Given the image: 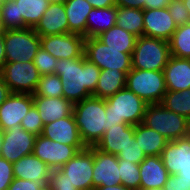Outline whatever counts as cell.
<instances>
[{
	"label": "cell",
	"mask_w": 190,
	"mask_h": 190,
	"mask_svg": "<svg viewBox=\"0 0 190 190\" xmlns=\"http://www.w3.org/2000/svg\"><path fill=\"white\" fill-rule=\"evenodd\" d=\"M20 126L36 135L39 136L42 134L44 123L39 115V112L37 111L36 107L33 105L28 113L24 116L23 120L20 123Z\"/></svg>",
	"instance_id": "74e56055"
},
{
	"label": "cell",
	"mask_w": 190,
	"mask_h": 190,
	"mask_svg": "<svg viewBox=\"0 0 190 190\" xmlns=\"http://www.w3.org/2000/svg\"><path fill=\"white\" fill-rule=\"evenodd\" d=\"M126 73L119 70H101L93 96L107 99L126 87Z\"/></svg>",
	"instance_id": "83f0119b"
},
{
	"label": "cell",
	"mask_w": 190,
	"mask_h": 190,
	"mask_svg": "<svg viewBox=\"0 0 190 190\" xmlns=\"http://www.w3.org/2000/svg\"><path fill=\"white\" fill-rule=\"evenodd\" d=\"M169 175H180L190 184V135L169 141L161 153Z\"/></svg>",
	"instance_id": "8fae6325"
},
{
	"label": "cell",
	"mask_w": 190,
	"mask_h": 190,
	"mask_svg": "<svg viewBox=\"0 0 190 190\" xmlns=\"http://www.w3.org/2000/svg\"><path fill=\"white\" fill-rule=\"evenodd\" d=\"M3 31V28H2V25H1V22H0V32Z\"/></svg>",
	"instance_id": "9f6ffc18"
},
{
	"label": "cell",
	"mask_w": 190,
	"mask_h": 190,
	"mask_svg": "<svg viewBox=\"0 0 190 190\" xmlns=\"http://www.w3.org/2000/svg\"><path fill=\"white\" fill-rule=\"evenodd\" d=\"M33 29L40 37L69 33L64 5L57 3L50 4Z\"/></svg>",
	"instance_id": "44dd1931"
},
{
	"label": "cell",
	"mask_w": 190,
	"mask_h": 190,
	"mask_svg": "<svg viewBox=\"0 0 190 190\" xmlns=\"http://www.w3.org/2000/svg\"><path fill=\"white\" fill-rule=\"evenodd\" d=\"M33 106V94L11 93L0 106V129L2 131L20 125Z\"/></svg>",
	"instance_id": "2e32d148"
},
{
	"label": "cell",
	"mask_w": 190,
	"mask_h": 190,
	"mask_svg": "<svg viewBox=\"0 0 190 190\" xmlns=\"http://www.w3.org/2000/svg\"><path fill=\"white\" fill-rule=\"evenodd\" d=\"M2 140H3V131L0 129V147L2 144Z\"/></svg>",
	"instance_id": "db71d44e"
},
{
	"label": "cell",
	"mask_w": 190,
	"mask_h": 190,
	"mask_svg": "<svg viewBox=\"0 0 190 190\" xmlns=\"http://www.w3.org/2000/svg\"><path fill=\"white\" fill-rule=\"evenodd\" d=\"M167 8L177 26L190 23V13L182 0H171Z\"/></svg>",
	"instance_id": "ab89813d"
},
{
	"label": "cell",
	"mask_w": 190,
	"mask_h": 190,
	"mask_svg": "<svg viewBox=\"0 0 190 190\" xmlns=\"http://www.w3.org/2000/svg\"><path fill=\"white\" fill-rule=\"evenodd\" d=\"M36 137L20 125L3 131L0 157L15 163L20 158L32 154Z\"/></svg>",
	"instance_id": "4fadbf2b"
},
{
	"label": "cell",
	"mask_w": 190,
	"mask_h": 190,
	"mask_svg": "<svg viewBox=\"0 0 190 190\" xmlns=\"http://www.w3.org/2000/svg\"><path fill=\"white\" fill-rule=\"evenodd\" d=\"M144 36L170 41L177 29L168 8L143 10Z\"/></svg>",
	"instance_id": "e0dca14e"
},
{
	"label": "cell",
	"mask_w": 190,
	"mask_h": 190,
	"mask_svg": "<svg viewBox=\"0 0 190 190\" xmlns=\"http://www.w3.org/2000/svg\"><path fill=\"white\" fill-rule=\"evenodd\" d=\"M42 190H51V189L48 186H46Z\"/></svg>",
	"instance_id": "11a10c76"
},
{
	"label": "cell",
	"mask_w": 190,
	"mask_h": 190,
	"mask_svg": "<svg viewBox=\"0 0 190 190\" xmlns=\"http://www.w3.org/2000/svg\"><path fill=\"white\" fill-rule=\"evenodd\" d=\"M171 0H144V10L166 8Z\"/></svg>",
	"instance_id": "bcb514c9"
},
{
	"label": "cell",
	"mask_w": 190,
	"mask_h": 190,
	"mask_svg": "<svg viewBox=\"0 0 190 190\" xmlns=\"http://www.w3.org/2000/svg\"><path fill=\"white\" fill-rule=\"evenodd\" d=\"M134 137V126L127 123L110 126L102 138L95 145L96 148L103 152L113 155L119 154Z\"/></svg>",
	"instance_id": "cb8c5ba5"
},
{
	"label": "cell",
	"mask_w": 190,
	"mask_h": 190,
	"mask_svg": "<svg viewBox=\"0 0 190 190\" xmlns=\"http://www.w3.org/2000/svg\"><path fill=\"white\" fill-rule=\"evenodd\" d=\"M73 115L82 142L86 147L95 146L108 131L106 100L94 96L74 104Z\"/></svg>",
	"instance_id": "7a4b0ae2"
},
{
	"label": "cell",
	"mask_w": 190,
	"mask_h": 190,
	"mask_svg": "<svg viewBox=\"0 0 190 190\" xmlns=\"http://www.w3.org/2000/svg\"><path fill=\"white\" fill-rule=\"evenodd\" d=\"M41 135L55 142L74 146L78 151L86 148L81 140L74 115L45 124Z\"/></svg>",
	"instance_id": "ac0fdd59"
},
{
	"label": "cell",
	"mask_w": 190,
	"mask_h": 190,
	"mask_svg": "<svg viewBox=\"0 0 190 190\" xmlns=\"http://www.w3.org/2000/svg\"><path fill=\"white\" fill-rule=\"evenodd\" d=\"M93 8H106L115 6V0H87Z\"/></svg>",
	"instance_id": "c3c4849f"
},
{
	"label": "cell",
	"mask_w": 190,
	"mask_h": 190,
	"mask_svg": "<svg viewBox=\"0 0 190 190\" xmlns=\"http://www.w3.org/2000/svg\"><path fill=\"white\" fill-rule=\"evenodd\" d=\"M161 103L170 111L190 120V88L182 91H167Z\"/></svg>",
	"instance_id": "1f68e13d"
},
{
	"label": "cell",
	"mask_w": 190,
	"mask_h": 190,
	"mask_svg": "<svg viewBox=\"0 0 190 190\" xmlns=\"http://www.w3.org/2000/svg\"><path fill=\"white\" fill-rule=\"evenodd\" d=\"M64 7L69 33H76L86 38V20L93 6L87 0H67Z\"/></svg>",
	"instance_id": "4316f807"
},
{
	"label": "cell",
	"mask_w": 190,
	"mask_h": 190,
	"mask_svg": "<svg viewBox=\"0 0 190 190\" xmlns=\"http://www.w3.org/2000/svg\"><path fill=\"white\" fill-rule=\"evenodd\" d=\"M115 6L144 10V0H115Z\"/></svg>",
	"instance_id": "f6af8a7d"
},
{
	"label": "cell",
	"mask_w": 190,
	"mask_h": 190,
	"mask_svg": "<svg viewBox=\"0 0 190 190\" xmlns=\"http://www.w3.org/2000/svg\"><path fill=\"white\" fill-rule=\"evenodd\" d=\"M48 187L51 190H79L66 179V174L60 169L52 170Z\"/></svg>",
	"instance_id": "60d3db41"
},
{
	"label": "cell",
	"mask_w": 190,
	"mask_h": 190,
	"mask_svg": "<svg viewBox=\"0 0 190 190\" xmlns=\"http://www.w3.org/2000/svg\"><path fill=\"white\" fill-rule=\"evenodd\" d=\"M169 45L172 56L190 59V23L177 27L169 41Z\"/></svg>",
	"instance_id": "d6a6232c"
},
{
	"label": "cell",
	"mask_w": 190,
	"mask_h": 190,
	"mask_svg": "<svg viewBox=\"0 0 190 190\" xmlns=\"http://www.w3.org/2000/svg\"><path fill=\"white\" fill-rule=\"evenodd\" d=\"M168 41L139 36L132 52V69L163 71L170 58Z\"/></svg>",
	"instance_id": "5b68a950"
},
{
	"label": "cell",
	"mask_w": 190,
	"mask_h": 190,
	"mask_svg": "<svg viewBox=\"0 0 190 190\" xmlns=\"http://www.w3.org/2000/svg\"><path fill=\"white\" fill-rule=\"evenodd\" d=\"M94 152L86 147L65 163L60 170L79 190H93Z\"/></svg>",
	"instance_id": "30bf717a"
},
{
	"label": "cell",
	"mask_w": 190,
	"mask_h": 190,
	"mask_svg": "<svg viewBox=\"0 0 190 190\" xmlns=\"http://www.w3.org/2000/svg\"><path fill=\"white\" fill-rule=\"evenodd\" d=\"M134 137L146 156H160L169 142L167 138L142 123L134 126Z\"/></svg>",
	"instance_id": "484cf974"
},
{
	"label": "cell",
	"mask_w": 190,
	"mask_h": 190,
	"mask_svg": "<svg viewBox=\"0 0 190 190\" xmlns=\"http://www.w3.org/2000/svg\"><path fill=\"white\" fill-rule=\"evenodd\" d=\"M33 96L63 97V85L59 75H42Z\"/></svg>",
	"instance_id": "e575fe53"
},
{
	"label": "cell",
	"mask_w": 190,
	"mask_h": 190,
	"mask_svg": "<svg viewBox=\"0 0 190 190\" xmlns=\"http://www.w3.org/2000/svg\"><path fill=\"white\" fill-rule=\"evenodd\" d=\"M78 153L74 146L55 142L42 135L35 139L33 154L52 170L60 169Z\"/></svg>",
	"instance_id": "5bb4252c"
},
{
	"label": "cell",
	"mask_w": 190,
	"mask_h": 190,
	"mask_svg": "<svg viewBox=\"0 0 190 190\" xmlns=\"http://www.w3.org/2000/svg\"><path fill=\"white\" fill-rule=\"evenodd\" d=\"M149 190H164L163 188H160V189H149Z\"/></svg>",
	"instance_id": "6f0895ef"
},
{
	"label": "cell",
	"mask_w": 190,
	"mask_h": 190,
	"mask_svg": "<svg viewBox=\"0 0 190 190\" xmlns=\"http://www.w3.org/2000/svg\"><path fill=\"white\" fill-rule=\"evenodd\" d=\"M146 103L128 88L119 90L115 95L106 99V121L108 127L121 123L137 125L142 123Z\"/></svg>",
	"instance_id": "3957f363"
},
{
	"label": "cell",
	"mask_w": 190,
	"mask_h": 190,
	"mask_svg": "<svg viewBox=\"0 0 190 190\" xmlns=\"http://www.w3.org/2000/svg\"><path fill=\"white\" fill-rule=\"evenodd\" d=\"M18 18H23L28 28H34L49 7L48 0H15Z\"/></svg>",
	"instance_id": "f546056e"
},
{
	"label": "cell",
	"mask_w": 190,
	"mask_h": 190,
	"mask_svg": "<svg viewBox=\"0 0 190 190\" xmlns=\"http://www.w3.org/2000/svg\"><path fill=\"white\" fill-rule=\"evenodd\" d=\"M0 76L12 93L30 94L35 92L41 77L34 62L5 63Z\"/></svg>",
	"instance_id": "9c48e42d"
},
{
	"label": "cell",
	"mask_w": 190,
	"mask_h": 190,
	"mask_svg": "<svg viewBox=\"0 0 190 190\" xmlns=\"http://www.w3.org/2000/svg\"><path fill=\"white\" fill-rule=\"evenodd\" d=\"M126 88L148 104L161 103L167 92L163 71L131 69L126 75Z\"/></svg>",
	"instance_id": "8992f818"
},
{
	"label": "cell",
	"mask_w": 190,
	"mask_h": 190,
	"mask_svg": "<svg viewBox=\"0 0 190 190\" xmlns=\"http://www.w3.org/2000/svg\"><path fill=\"white\" fill-rule=\"evenodd\" d=\"M145 157L146 155L138 145V141L135 140V137H133L131 142L117 154L118 159H124L136 164H140Z\"/></svg>",
	"instance_id": "f35d334b"
},
{
	"label": "cell",
	"mask_w": 190,
	"mask_h": 190,
	"mask_svg": "<svg viewBox=\"0 0 190 190\" xmlns=\"http://www.w3.org/2000/svg\"><path fill=\"white\" fill-rule=\"evenodd\" d=\"M97 38L109 48L123 49V53L132 54L138 37L114 25Z\"/></svg>",
	"instance_id": "f1b7e54d"
},
{
	"label": "cell",
	"mask_w": 190,
	"mask_h": 190,
	"mask_svg": "<svg viewBox=\"0 0 190 190\" xmlns=\"http://www.w3.org/2000/svg\"><path fill=\"white\" fill-rule=\"evenodd\" d=\"M33 105L45 124L73 115L74 104L64 97L33 96Z\"/></svg>",
	"instance_id": "7402d4cb"
},
{
	"label": "cell",
	"mask_w": 190,
	"mask_h": 190,
	"mask_svg": "<svg viewBox=\"0 0 190 190\" xmlns=\"http://www.w3.org/2000/svg\"><path fill=\"white\" fill-rule=\"evenodd\" d=\"M84 55L101 70H119L128 74L132 69V54L123 53V49L109 48L97 37L85 38Z\"/></svg>",
	"instance_id": "52a82bcc"
},
{
	"label": "cell",
	"mask_w": 190,
	"mask_h": 190,
	"mask_svg": "<svg viewBox=\"0 0 190 190\" xmlns=\"http://www.w3.org/2000/svg\"><path fill=\"white\" fill-rule=\"evenodd\" d=\"M10 88L6 85L3 78L0 76V106L11 95Z\"/></svg>",
	"instance_id": "7dc6e473"
},
{
	"label": "cell",
	"mask_w": 190,
	"mask_h": 190,
	"mask_svg": "<svg viewBox=\"0 0 190 190\" xmlns=\"http://www.w3.org/2000/svg\"><path fill=\"white\" fill-rule=\"evenodd\" d=\"M50 4L57 3V4H65L67 0H48Z\"/></svg>",
	"instance_id": "816d5d0a"
},
{
	"label": "cell",
	"mask_w": 190,
	"mask_h": 190,
	"mask_svg": "<svg viewBox=\"0 0 190 190\" xmlns=\"http://www.w3.org/2000/svg\"><path fill=\"white\" fill-rule=\"evenodd\" d=\"M6 63L33 62L40 46V36L33 28L4 30Z\"/></svg>",
	"instance_id": "ba28073f"
},
{
	"label": "cell",
	"mask_w": 190,
	"mask_h": 190,
	"mask_svg": "<svg viewBox=\"0 0 190 190\" xmlns=\"http://www.w3.org/2000/svg\"><path fill=\"white\" fill-rule=\"evenodd\" d=\"M121 184L131 190H140V169L139 164L118 159Z\"/></svg>",
	"instance_id": "d590c367"
},
{
	"label": "cell",
	"mask_w": 190,
	"mask_h": 190,
	"mask_svg": "<svg viewBox=\"0 0 190 190\" xmlns=\"http://www.w3.org/2000/svg\"><path fill=\"white\" fill-rule=\"evenodd\" d=\"M184 5L186 6V9L190 13V0H182Z\"/></svg>",
	"instance_id": "f5cc1de1"
},
{
	"label": "cell",
	"mask_w": 190,
	"mask_h": 190,
	"mask_svg": "<svg viewBox=\"0 0 190 190\" xmlns=\"http://www.w3.org/2000/svg\"><path fill=\"white\" fill-rule=\"evenodd\" d=\"M94 190H131V189L126 188L124 185L120 184L114 186H99Z\"/></svg>",
	"instance_id": "f907efd6"
},
{
	"label": "cell",
	"mask_w": 190,
	"mask_h": 190,
	"mask_svg": "<svg viewBox=\"0 0 190 190\" xmlns=\"http://www.w3.org/2000/svg\"><path fill=\"white\" fill-rule=\"evenodd\" d=\"M116 25L137 37L144 35L143 10L117 6Z\"/></svg>",
	"instance_id": "4dcf8cb0"
},
{
	"label": "cell",
	"mask_w": 190,
	"mask_h": 190,
	"mask_svg": "<svg viewBox=\"0 0 190 190\" xmlns=\"http://www.w3.org/2000/svg\"><path fill=\"white\" fill-rule=\"evenodd\" d=\"M89 148L94 152L93 190L99 186L120 185V169L117 156L103 152L95 146Z\"/></svg>",
	"instance_id": "9a60e30c"
},
{
	"label": "cell",
	"mask_w": 190,
	"mask_h": 190,
	"mask_svg": "<svg viewBox=\"0 0 190 190\" xmlns=\"http://www.w3.org/2000/svg\"><path fill=\"white\" fill-rule=\"evenodd\" d=\"M142 124L154 129L168 141L190 135V120L170 111L162 103L147 105Z\"/></svg>",
	"instance_id": "277c9868"
},
{
	"label": "cell",
	"mask_w": 190,
	"mask_h": 190,
	"mask_svg": "<svg viewBox=\"0 0 190 190\" xmlns=\"http://www.w3.org/2000/svg\"><path fill=\"white\" fill-rule=\"evenodd\" d=\"M139 169L140 190L163 188L170 176L161 156H146Z\"/></svg>",
	"instance_id": "d6986e66"
},
{
	"label": "cell",
	"mask_w": 190,
	"mask_h": 190,
	"mask_svg": "<svg viewBox=\"0 0 190 190\" xmlns=\"http://www.w3.org/2000/svg\"><path fill=\"white\" fill-rule=\"evenodd\" d=\"M163 73L167 91H182L190 88V59L171 55Z\"/></svg>",
	"instance_id": "603a6c76"
},
{
	"label": "cell",
	"mask_w": 190,
	"mask_h": 190,
	"mask_svg": "<svg viewBox=\"0 0 190 190\" xmlns=\"http://www.w3.org/2000/svg\"><path fill=\"white\" fill-rule=\"evenodd\" d=\"M6 63V52L4 46V31L0 32V72Z\"/></svg>",
	"instance_id": "681fc988"
},
{
	"label": "cell",
	"mask_w": 190,
	"mask_h": 190,
	"mask_svg": "<svg viewBox=\"0 0 190 190\" xmlns=\"http://www.w3.org/2000/svg\"><path fill=\"white\" fill-rule=\"evenodd\" d=\"M101 69L86 59H60L55 66L63 85V97L73 104L91 97L96 89Z\"/></svg>",
	"instance_id": "6da1fadb"
},
{
	"label": "cell",
	"mask_w": 190,
	"mask_h": 190,
	"mask_svg": "<svg viewBox=\"0 0 190 190\" xmlns=\"http://www.w3.org/2000/svg\"><path fill=\"white\" fill-rule=\"evenodd\" d=\"M85 37L76 33L41 36L40 46L57 60L77 59L84 55Z\"/></svg>",
	"instance_id": "7c38bea8"
},
{
	"label": "cell",
	"mask_w": 190,
	"mask_h": 190,
	"mask_svg": "<svg viewBox=\"0 0 190 190\" xmlns=\"http://www.w3.org/2000/svg\"><path fill=\"white\" fill-rule=\"evenodd\" d=\"M190 187L189 183H186L183 180V177L176 174L170 175L167 179L166 184L164 185V190H185Z\"/></svg>",
	"instance_id": "ee69618b"
},
{
	"label": "cell",
	"mask_w": 190,
	"mask_h": 190,
	"mask_svg": "<svg viewBox=\"0 0 190 190\" xmlns=\"http://www.w3.org/2000/svg\"><path fill=\"white\" fill-rule=\"evenodd\" d=\"M44 187L41 182L14 178L7 190H42Z\"/></svg>",
	"instance_id": "7bdbcfd3"
},
{
	"label": "cell",
	"mask_w": 190,
	"mask_h": 190,
	"mask_svg": "<svg viewBox=\"0 0 190 190\" xmlns=\"http://www.w3.org/2000/svg\"><path fill=\"white\" fill-rule=\"evenodd\" d=\"M33 62L41 76L55 74V66L58 64V60L41 47Z\"/></svg>",
	"instance_id": "8d00e7d4"
},
{
	"label": "cell",
	"mask_w": 190,
	"mask_h": 190,
	"mask_svg": "<svg viewBox=\"0 0 190 190\" xmlns=\"http://www.w3.org/2000/svg\"><path fill=\"white\" fill-rule=\"evenodd\" d=\"M14 178L13 163L0 157V190H7Z\"/></svg>",
	"instance_id": "b9f144b4"
},
{
	"label": "cell",
	"mask_w": 190,
	"mask_h": 190,
	"mask_svg": "<svg viewBox=\"0 0 190 190\" xmlns=\"http://www.w3.org/2000/svg\"><path fill=\"white\" fill-rule=\"evenodd\" d=\"M0 22L4 30L28 28L23 18H18L17 3L15 0H3L0 6Z\"/></svg>",
	"instance_id": "836d02e7"
},
{
	"label": "cell",
	"mask_w": 190,
	"mask_h": 190,
	"mask_svg": "<svg viewBox=\"0 0 190 190\" xmlns=\"http://www.w3.org/2000/svg\"><path fill=\"white\" fill-rule=\"evenodd\" d=\"M117 6L92 8L86 20V38L97 37L116 25Z\"/></svg>",
	"instance_id": "d4e9b609"
},
{
	"label": "cell",
	"mask_w": 190,
	"mask_h": 190,
	"mask_svg": "<svg viewBox=\"0 0 190 190\" xmlns=\"http://www.w3.org/2000/svg\"><path fill=\"white\" fill-rule=\"evenodd\" d=\"M51 172L52 169L33 153L26 155L13 163V173L15 178L41 182L45 187L49 184Z\"/></svg>",
	"instance_id": "ffe728a7"
}]
</instances>
